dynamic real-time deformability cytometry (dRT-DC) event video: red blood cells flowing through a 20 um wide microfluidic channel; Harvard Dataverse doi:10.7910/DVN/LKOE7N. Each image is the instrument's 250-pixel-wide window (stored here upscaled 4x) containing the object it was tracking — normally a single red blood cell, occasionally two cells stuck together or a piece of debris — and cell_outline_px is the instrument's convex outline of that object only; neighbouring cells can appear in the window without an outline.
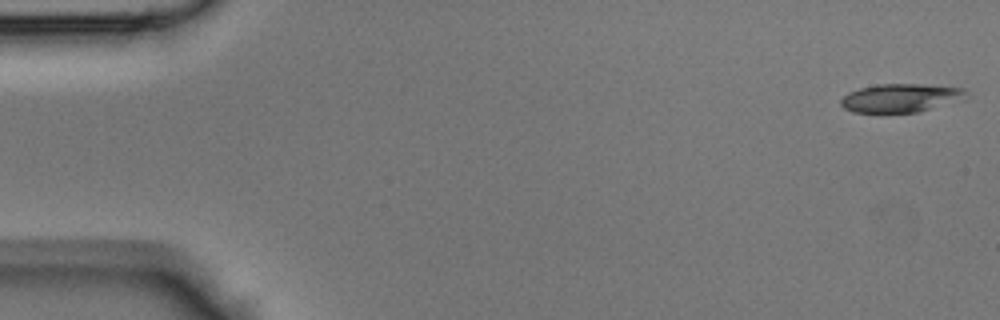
{"species": "Egyptian fruit bat (a non-hibernating species)", "species_latin": "Rousettus aegyptiacus", "temperature_condition": "room temperature", "stored_images_in_passage": 42, "camera_frame_rate_fps": 3000, "um_per_image_px": 0.085, "animal": {"sex": "male"}, "frame": {"image": 1, "passage_image": 1, "time_ms": 0.0, "image_size_px": [1000, 320], "cell_outline_px": [[968, 92], [964, 100], [916, 112], [852, 112], [844, 108], [840, 104], [840, 100], [848, 92], [860, 88], [876, 84], [920, 84], [964, 88]], "centroid_in_image_um": [76.57, 8.32], "position_along_channel_um": 8.4, "area_um2": 20.81}}
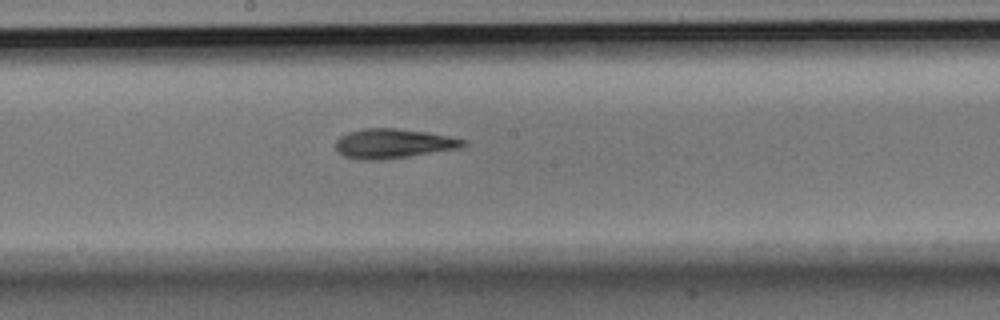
{"frame": {"image": 2, "passage_image": 25, "time_ms": 8.0, "image_size_px": [1000, 320], "cell_outline_px": [[468, 144], [460, 148], [408, 156], [380, 160], [360, 160], [344, 156], [336, 148], [336, 140], [340, 136], [348, 132], [364, 128], [396, 128], [428, 132], [468, 140]], "centroid_in_image_um": [33.44, 12.19], "position_along_channel_um": 214.8, "area_um2": 21.96}}
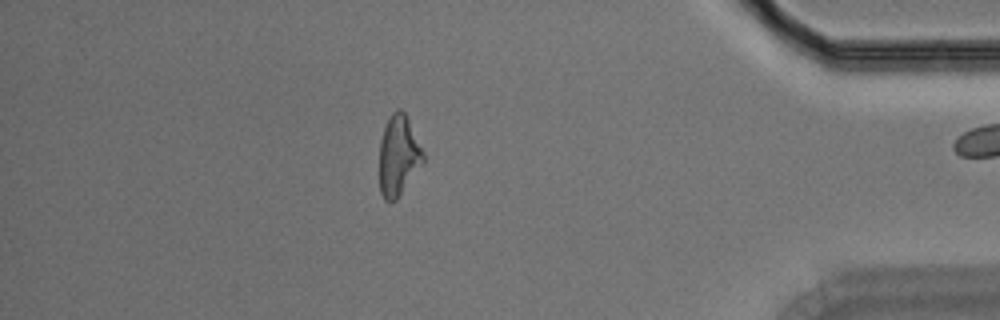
{"frame": {"image": 3, "passage_image": 41, "time_ms": 13.333, "image_size_px": [1000, 320], "cell_outline_px": [[424, 160], [396, 200], [384, 200], [380, 192], [380, 140], [384, 128], [392, 112], [396, 108], [400, 108], [404, 112], [424, 152]], "centroid_in_image_um": [33.86, 13.21], "position_along_channel_um": 401.3, "area_um2": 20.06}}